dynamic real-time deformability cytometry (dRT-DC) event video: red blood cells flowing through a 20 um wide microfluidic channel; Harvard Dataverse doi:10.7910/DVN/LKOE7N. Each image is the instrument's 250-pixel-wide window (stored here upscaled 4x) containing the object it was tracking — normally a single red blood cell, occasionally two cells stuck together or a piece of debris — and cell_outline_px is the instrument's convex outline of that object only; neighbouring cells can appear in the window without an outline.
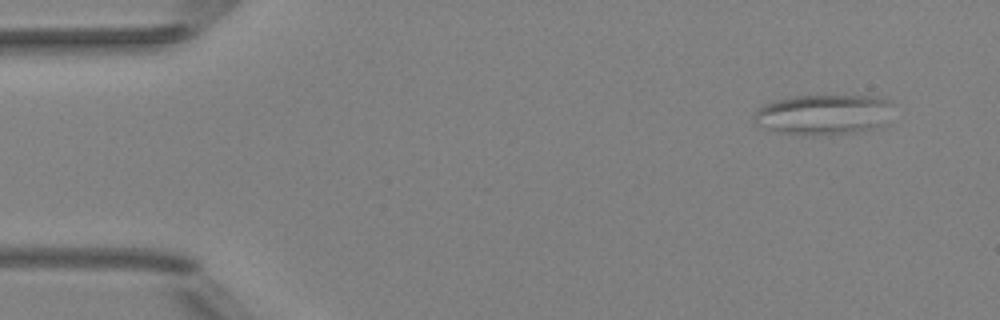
{"species": "Egyptian fruit bat (a non-hibernating species)", "species_latin": "Rousettus aegyptiacus", "temperature_condition": "room temperature", "stored_images_in_passage": 4, "camera_frame_rate_fps": 3000, "um_per_image_px": 0.085, "animal": {"sex": "female"}, "frame": {"image": 1, "passage_image": 1, "time_ms": 0.0, "image_size_px": [1000, 320], "cell_outline_px": [[888, 124], [884, 128], [860, 132], [812, 136], [804, 136], [776, 132], [756, 124], [752, 120], [752, 116], [764, 104], [776, 100], [796, 96], [880, 96], [888, 100]], "centroid_in_image_um": [70.01, 9.77], "position_along_channel_um": 15.0, "area_um2": 33.18}}
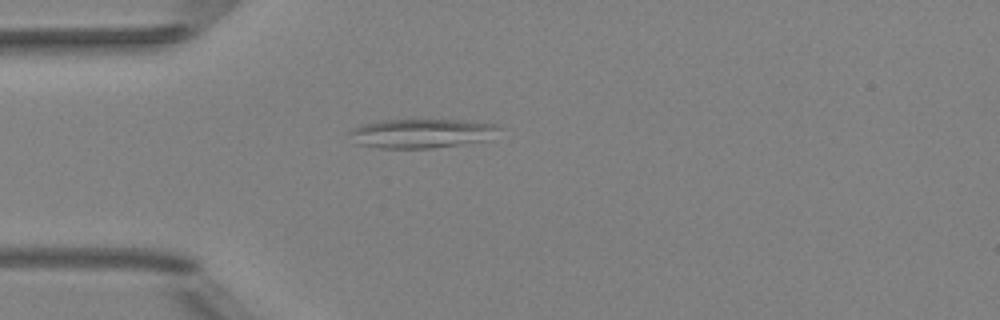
{"frame": {"image": 2, "passage_image": 4, "time_ms": 1.0, "image_size_px": [1000, 320], "cell_outline_px": [[504, 128], [484, 140], [432, 148], [380, 148], [356, 144], [348, 132], [352, 128], [364, 124], [380, 120], [460, 120], [496, 124]], "centroid_in_image_um": [35.8, 11.33], "position_along_channel_um": 49.2, "area_um2": 25.2}}